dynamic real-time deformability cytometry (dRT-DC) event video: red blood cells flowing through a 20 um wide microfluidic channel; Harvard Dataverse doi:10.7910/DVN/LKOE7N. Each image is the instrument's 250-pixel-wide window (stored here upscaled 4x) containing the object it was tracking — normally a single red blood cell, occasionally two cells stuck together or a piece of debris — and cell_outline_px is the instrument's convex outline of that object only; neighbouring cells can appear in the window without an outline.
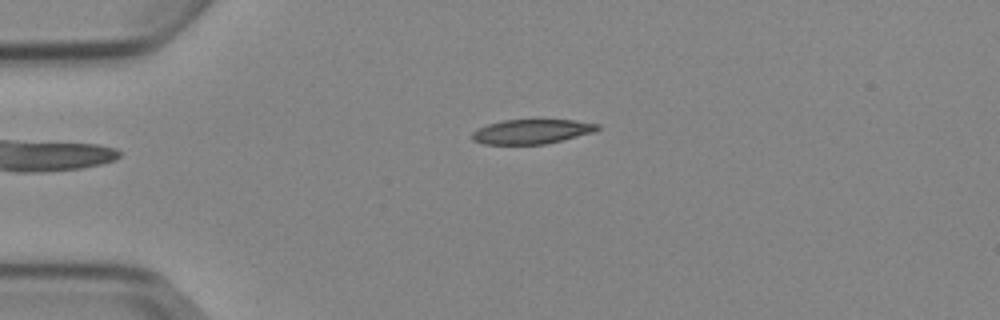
{"species": "Egyptian fruit bat (a non-hibernating species)", "species_latin": "Rousettus aegyptiacus", "temperature_condition": "cold", "stored_images_in_passage": 5, "segment_of_instrument_passage": [2, 2], "camera_frame_rate_fps": 3000, "um_per_image_px": 0.085, "animal": {"sex": "female"}, "frame": {"image": 1, "passage_image": 5, "time_ms": 4.667, "image_size_px": [1000, 320], "cell_outline_px": [[600, 128], [592, 132], [544, 144], [484, 144], [472, 140], [472, 132], [488, 124], [504, 120], [576, 120], [600, 124]], "centroid_in_image_um": [45.18, 11.18], "position_along_channel_um": 39.8, "area_um2": 17.63}}